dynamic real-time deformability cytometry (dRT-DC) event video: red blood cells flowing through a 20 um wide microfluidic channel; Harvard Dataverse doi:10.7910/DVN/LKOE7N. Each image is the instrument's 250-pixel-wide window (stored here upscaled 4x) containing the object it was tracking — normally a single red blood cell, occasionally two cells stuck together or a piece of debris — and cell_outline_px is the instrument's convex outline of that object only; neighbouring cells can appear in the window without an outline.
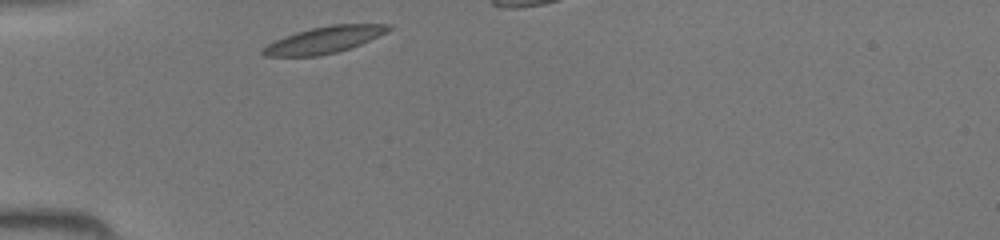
{"species": "common noctule bat (a hibernating species)", "species_latin": "Nyctalus noctula", "temperature_condition": "room temperature", "stored_images_in_passage": 25, "camera_frame_rate_fps": 3000, "um_per_image_px": 0.085, "animal": {"sex": "female", "body_mass_g": 19.5, "forearm_length_mm": 54.1}, "frame": {"image": 1, "passage_image": 1, "time_ms": 0.0, "image_size_px": [1000, 240], "cell_outline_px": [[392, 28], [388, 32], [352, 48], [320, 56], [264, 56], [260, 52], [260, 48], [276, 40], [296, 32], [312, 28], [332, 24], [392, 24]], "centroid_in_image_um": [27.58, 3.39], "position_along_channel_um": 57.4, "area_um2": 19.59}}
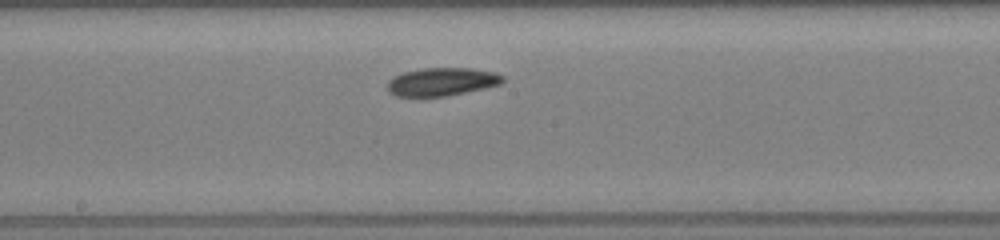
{"frame": {"image": 2, "passage_image": 12, "time_ms": 3.667, "image_size_px": [1000, 240], "cell_outline_px": [[504, 80], [500, 84], [484, 88], [444, 96], [396, 96], [388, 92], [388, 80], [392, 76], [404, 72], [420, 68], [472, 68], [492, 72], [504, 76]], "centroid_in_image_um": [37.51, 6.94], "position_along_channel_um": 210.7, "area_um2": 18.79}}
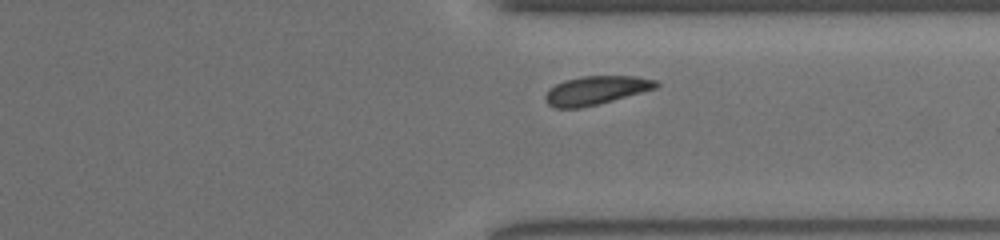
{"frame": {"image": 3, "passage_image": 22, "time_ms": 7.0, "image_size_px": [1000, 240], "cell_outline_px": [[660, 84], [656, 88], [596, 104], [580, 108], [556, 108], [548, 104], [544, 100], [544, 96], [556, 84], [564, 80], [580, 76], [636, 76], [656, 80]], "centroid_in_image_um": [50.64, 7.67], "position_along_channel_um": 360.8, "area_um2": 18.21}}